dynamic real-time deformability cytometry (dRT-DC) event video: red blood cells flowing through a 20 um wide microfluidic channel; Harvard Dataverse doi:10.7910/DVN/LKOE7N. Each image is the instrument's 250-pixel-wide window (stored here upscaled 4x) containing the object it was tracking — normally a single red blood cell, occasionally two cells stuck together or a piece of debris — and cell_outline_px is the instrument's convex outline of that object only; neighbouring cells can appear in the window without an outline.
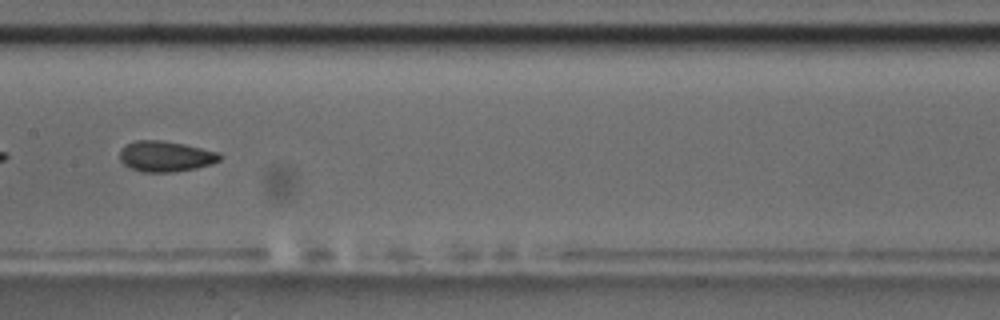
{"species": "common noctule bat (a hibernating species)", "species_latin": "Nyctalus noctula", "temperature_condition": "room temperature", "stored_images_in_passage": 7, "segment_of_instrument_passage": [2, 2], "camera_frame_rate_fps": 3000, "um_per_image_px": 0.085, "animal": {"sex": "male", "body_mass_g": 17.5, "forearm_length_mm": 52.3}, "frame": {"image": 1, "passage_image": 7, "time_ms": 7.0, "image_size_px": [1000, 320], "cell_outline_px": [[220, 160], [212, 164], [196, 168], [172, 172], [140, 172], [128, 168], [120, 160], [120, 148], [136, 140], [164, 140], [184, 144], [220, 152]], "centroid_in_image_um": [14.06, 13.29], "position_along_channel_um": 193.3, "area_um2": 18.03}}